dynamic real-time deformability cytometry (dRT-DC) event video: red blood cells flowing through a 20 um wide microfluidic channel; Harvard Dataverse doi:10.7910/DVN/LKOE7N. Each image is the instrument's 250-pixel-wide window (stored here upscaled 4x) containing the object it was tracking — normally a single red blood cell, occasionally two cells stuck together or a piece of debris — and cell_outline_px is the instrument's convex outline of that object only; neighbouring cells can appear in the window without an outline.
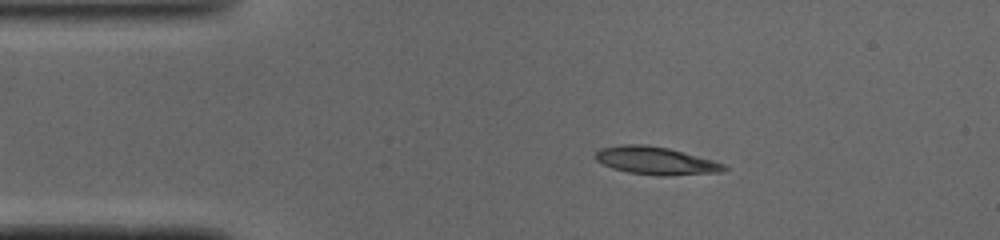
{"species": "common noctule bat (a hibernating species)", "species_latin": "Nyctalus noctula", "temperature_condition": "cold", "stored_images_in_passage": 47, "camera_frame_rate_fps": 3000, "um_per_image_px": 0.085, "animal": {"sex": "male", "body_mass_g": 19.0, "forearm_length_mm": 50.8}, "frame": {"image": 1, "passage_image": 7, "time_ms": 2.0, "image_size_px": [1000, 240], "cell_outline_px": [[728, 168], [720, 172], [668, 176], [656, 176], [628, 172], [612, 168], [596, 160], [596, 152], [600, 148], [624, 144], [644, 144], [668, 148], [712, 160], [724, 164]], "centroid_in_image_um": [55.73, 13.66], "position_along_channel_um": 29.3, "area_um2": 20.69}}
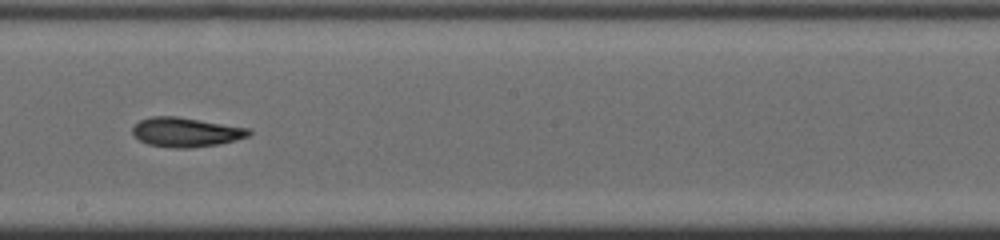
{"frame": {"image": 2, "passage_image": 25, "time_ms": 8.0, "image_size_px": [1000, 240], "cell_outline_px": [[252, 132], [248, 136], [236, 140], [220, 144], [188, 148], [172, 148], [148, 144], [140, 140], [132, 132], [132, 128], [140, 120], [152, 116], [176, 116], [248, 128]], "centroid_in_image_um": [15.8, 11.24], "position_along_channel_um": 232.4, "area_um2": 19.77}}
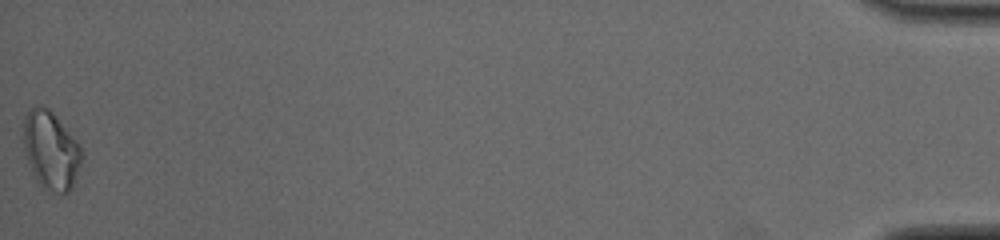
{"frame": {"image": 3, "passage_image": 47, "time_ms": 15.333, "image_size_px": [1000, 240], "cell_outline_px": [[84, 156], [72, 188], [68, 192], [56, 192], [44, 188], [40, 184], [24, 152], [24, 116], [28, 108], [48, 108], [56, 116], [80, 144]], "centroid_in_image_um": [4.36, 12.77], "position_along_channel_um": 430.8, "area_um2": 26.13}, "authors_computed_cell_mechanics": {"area_um2": 19.652, "velocity_mm_per_s": 4.1072, "shape_relaxation_time_tau1_ms": 5.9138, "shape_relaxation_time_tau2_ms": 6.0232, "deformation_change_tau1": 0.2018, "deformation_change_tau2": 0.1538}}